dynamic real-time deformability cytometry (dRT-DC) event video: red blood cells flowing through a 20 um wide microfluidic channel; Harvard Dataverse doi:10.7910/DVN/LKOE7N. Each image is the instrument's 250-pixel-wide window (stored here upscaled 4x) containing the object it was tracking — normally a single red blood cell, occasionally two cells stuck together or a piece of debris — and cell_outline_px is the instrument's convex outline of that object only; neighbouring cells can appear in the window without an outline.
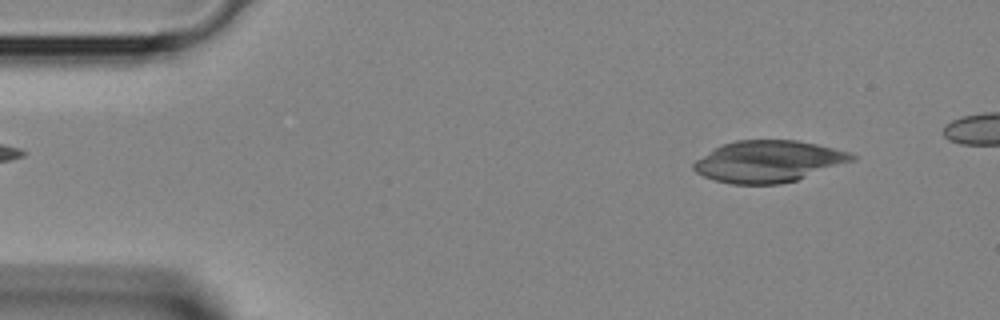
{"species": "Egyptian fruit bat (a non-hibernating species)", "species_latin": "Rousettus aegyptiacus", "temperature_condition": "room temperature", "stored_images_in_passage": 4, "camera_frame_rate_fps": 3000, "um_per_image_px": 0.085, "animal": {"sex": "female"}, "frame": {"image": 1, "passage_image": 1, "time_ms": 0.0, "image_size_px": [1000, 320], "cell_outline_px": [[856, 160], [796, 180], [780, 184], [732, 184], [716, 180], [704, 176], [696, 172], [692, 168], [692, 164], [696, 160], [720, 144], [736, 140], [796, 140], [816, 144], [848, 152], [856, 156]], "centroid_in_image_um": [65.3, 13.71], "position_along_channel_um": 19.7, "area_um2": 38.21}}
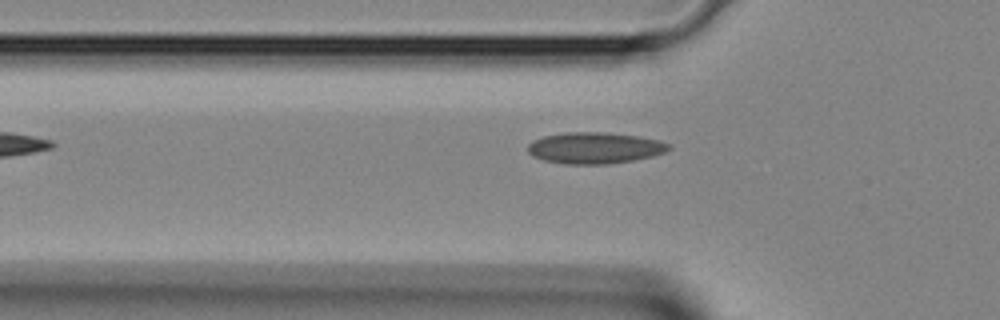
{"frame": {"image": 2, "passage_image": 4, "time_ms": 1.0, "image_size_px": [1000, 320], "cell_outline_px": [[672, 148], [664, 152], [652, 156], [632, 160], [608, 164], [564, 164], [544, 160], [532, 156], [528, 152], [528, 144], [532, 140], [544, 136], [564, 132], [604, 132], [640, 136], [660, 140], [672, 144]], "centroid_in_image_um": [50.56, 12.56], "position_along_channel_um": 75.2, "area_um2": 25.95}}